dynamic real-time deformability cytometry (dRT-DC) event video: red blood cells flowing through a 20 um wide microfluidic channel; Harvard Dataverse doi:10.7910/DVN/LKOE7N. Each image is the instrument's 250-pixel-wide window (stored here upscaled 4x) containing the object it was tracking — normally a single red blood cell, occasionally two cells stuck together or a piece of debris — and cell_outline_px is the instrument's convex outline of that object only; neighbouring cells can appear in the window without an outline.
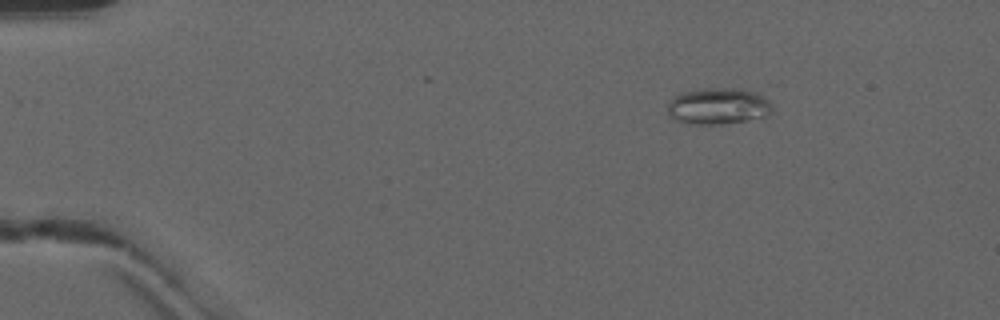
{"species": "common noctule bat (a hibernating species)", "species_latin": "Nyctalus noctula", "temperature_condition": "warm", "stored_images_in_passage": 12, "camera_frame_rate_fps": 3000, "um_per_image_px": 0.085, "animal": {"sex": "male", "forearm_length_mm": 52.5}, "frame": {"image": 1, "passage_image": 8, "time_ms": 2.333, "image_size_px": [1000, 320], "cell_outline_px": [[772, 112], [764, 120], [720, 124], [688, 124], [672, 120], [668, 116], [668, 100], [680, 92], [704, 88], [768, 84], [772, 108]], "centroid_in_image_um": [61.31, 8.93], "position_along_channel_um": 23.7, "area_um2": 25.2}}